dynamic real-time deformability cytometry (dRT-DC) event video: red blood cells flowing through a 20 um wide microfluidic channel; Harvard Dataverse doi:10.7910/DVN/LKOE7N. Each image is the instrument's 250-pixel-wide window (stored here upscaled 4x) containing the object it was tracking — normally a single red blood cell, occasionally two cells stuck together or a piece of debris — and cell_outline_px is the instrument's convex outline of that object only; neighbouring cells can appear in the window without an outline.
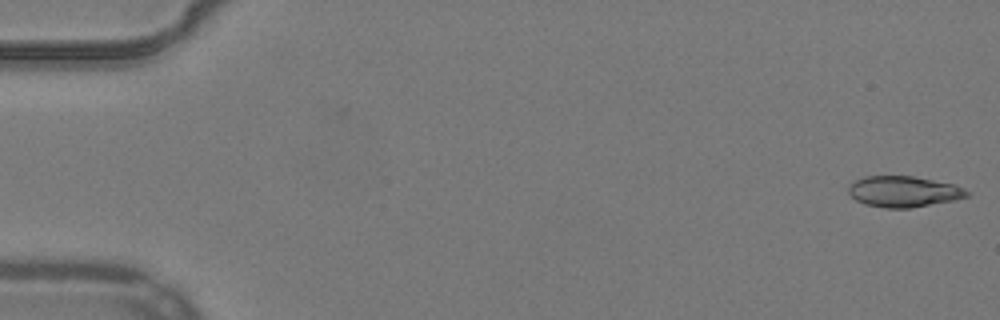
{"species": "common noctule bat (a hibernating species)", "species_latin": "Nyctalus noctula", "temperature_condition": "warm", "stored_images_in_passage": 10, "camera_frame_rate_fps": 3000, "um_per_image_px": 0.085, "animal": {"sex": "male", "body_mass_g": 19.2, "forearm_length_mm": 51.8}, "frame": {"image": 1, "passage_image": 1, "time_ms": 0.0, "image_size_px": [1000, 320], "cell_outline_px": [[968, 196], [952, 200], [912, 208], [884, 208], [864, 204], [856, 200], [848, 192], [848, 184], [864, 176], [912, 176], [952, 184], [964, 188], [968, 192]], "centroid_in_image_um": [76.75, 16.28], "position_along_channel_um": 8.2, "area_um2": 21.21}}